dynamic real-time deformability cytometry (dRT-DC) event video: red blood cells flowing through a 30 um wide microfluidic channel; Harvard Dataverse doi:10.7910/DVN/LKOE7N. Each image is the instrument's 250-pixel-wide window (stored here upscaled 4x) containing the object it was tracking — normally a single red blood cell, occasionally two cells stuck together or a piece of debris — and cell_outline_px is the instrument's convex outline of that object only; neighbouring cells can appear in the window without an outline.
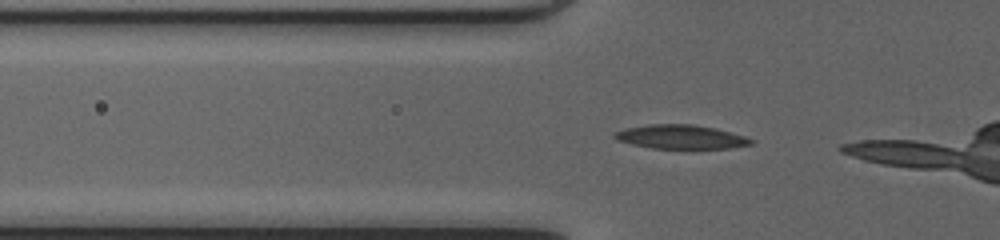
{"species": "common noctule bat (a hibernating species)", "species_latin": "Nyctalus noctula", "temperature_condition": "cold", "stored_images_in_passage": 15, "camera_frame_rate_fps": 3000, "um_per_image_px": 0.085, "animal": {"sex": "female", "body_mass_g": 20.0, "forearm_length_mm": 54.0}, "frame": {"image": 1, "passage_image": 12, "time_ms": 3.667, "image_size_px": [1000, 240], "cell_outline_px": [[756, 140], [752, 144], [728, 148], [652, 148], [632, 144], [616, 140], [612, 136], [616, 132], [624, 128], [648, 124], [692, 124], [716, 128], [744, 136]], "centroid_in_image_um": [57.86, 11.62], "position_along_channel_um": 67.9, "area_um2": 19.02}}